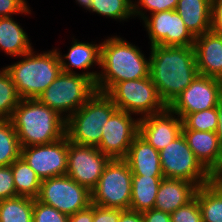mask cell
I'll list each match as a JSON object with an SVG mask.
<instances>
[{
    "label": "cell",
    "instance_id": "6da1fadb",
    "mask_svg": "<svg viewBox=\"0 0 222 222\" xmlns=\"http://www.w3.org/2000/svg\"><path fill=\"white\" fill-rule=\"evenodd\" d=\"M149 76L169 106L196 78L194 46H151Z\"/></svg>",
    "mask_w": 222,
    "mask_h": 222
},
{
    "label": "cell",
    "instance_id": "7a4b0ae2",
    "mask_svg": "<svg viewBox=\"0 0 222 222\" xmlns=\"http://www.w3.org/2000/svg\"><path fill=\"white\" fill-rule=\"evenodd\" d=\"M100 67L95 87L106 94L116 83L149 77L150 60L138 47L115 36L101 43Z\"/></svg>",
    "mask_w": 222,
    "mask_h": 222
},
{
    "label": "cell",
    "instance_id": "3957f363",
    "mask_svg": "<svg viewBox=\"0 0 222 222\" xmlns=\"http://www.w3.org/2000/svg\"><path fill=\"white\" fill-rule=\"evenodd\" d=\"M10 120L21 148L49 144L66 135V119L37 99H21Z\"/></svg>",
    "mask_w": 222,
    "mask_h": 222
},
{
    "label": "cell",
    "instance_id": "277c9868",
    "mask_svg": "<svg viewBox=\"0 0 222 222\" xmlns=\"http://www.w3.org/2000/svg\"><path fill=\"white\" fill-rule=\"evenodd\" d=\"M33 54L31 50L21 56L24 60L5 67L21 99H37L61 73L57 49Z\"/></svg>",
    "mask_w": 222,
    "mask_h": 222
},
{
    "label": "cell",
    "instance_id": "5b68a950",
    "mask_svg": "<svg viewBox=\"0 0 222 222\" xmlns=\"http://www.w3.org/2000/svg\"><path fill=\"white\" fill-rule=\"evenodd\" d=\"M97 72L83 74L62 72L37 98L39 102L55 110L65 119L75 113L96 92Z\"/></svg>",
    "mask_w": 222,
    "mask_h": 222
},
{
    "label": "cell",
    "instance_id": "8992f818",
    "mask_svg": "<svg viewBox=\"0 0 222 222\" xmlns=\"http://www.w3.org/2000/svg\"><path fill=\"white\" fill-rule=\"evenodd\" d=\"M116 110L117 107L105 93L96 91L83 106L66 119V136L73 143L98 147L102 127Z\"/></svg>",
    "mask_w": 222,
    "mask_h": 222
},
{
    "label": "cell",
    "instance_id": "52a82bcc",
    "mask_svg": "<svg viewBox=\"0 0 222 222\" xmlns=\"http://www.w3.org/2000/svg\"><path fill=\"white\" fill-rule=\"evenodd\" d=\"M106 95L118 110L141 114L143 117L161 113L168 108L150 76L116 83Z\"/></svg>",
    "mask_w": 222,
    "mask_h": 222
},
{
    "label": "cell",
    "instance_id": "ba28073f",
    "mask_svg": "<svg viewBox=\"0 0 222 222\" xmlns=\"http://www.w3.org/2000/svg\"><path fill=\"white\" fill-rule=\"evenodd\" d=\"M132 177L124 159H110L91 190V203L106 208L130 209Z\"/></svg>",
    "mask_w": 222,
    "mask_h": 222
},
{
    "label": "cell",
    "instance_id": "9c48e42d",
    "mask_svg": "<svg viewBox=\"0 0 222 222\" xmlns=\"http://www.w3.org/2000/svg\"><path fill=\"white\" fill-rule=\"evenodd\" d=\"M159 154L165 178L184 179L197 187L210 183V173L196 159L183 134L165 146Z\"/></svg>",
    "mask_w": 222,
    "mask_h": 222
},
{
    "label": "cell",
    "instance_id": "30bf717a",
    "mask_svg": "<svg viewBox=\"0 0 222 222\" xmlns=\"http://www.w3.org/2000/svg\"><path fill=\"white\" fill-rule=\"evenodd\" d=\"M36 199L70 216L91 205V191L68 175H62L42 180Z\"/></svg>",
    "mask_w": 222,
    "mask_h": 222
},
{
    "label": "cell",
    "instance_id": "8fae6325",
    "mask_svg": "<svg viewBox=\"0 0 222 222\" xmlns=\"http://www.w3.org/2000/svg\"><path fill=\"white\" fill-rule=\"evenodd\" d=\"M140 15L148 31L151 46H194L195 37L175 10L144 15L139 5L133 4V15Z\"/></svg>",
    "mask_w": 222,
    "mask_h": 222
},
{
    "label": "cell",
    "instance_id": "7c38bea8",
    "mask_svg": "<svg viewBox=\"0 0 222 222\" xmlns=\"http://www.w3.org/2000/svg\"><path fill=\"white\" fill-rule=\"evenodd\" d=\"M221 98V81L198 74L168 108L183 119L187 114L217 107Z\"/></svg>",
    "mask_w": 222,
    "mask_h": 222
},
{
    "label": "cell",
    "instance_id": "4fadbf2b",
    "mask_svg": "<svg viewBox=\"0 0 222 222\" xmlns=\"http://www.w3.org/2000/svg\"><path fill=\"white\" fill-rule=\"evenodd\" d=\"M110 158L97 147L79 145L68 139L66 175L90 191L99 182L100 176Z\"/></svg>",
    "mask_w": 222,
    "mask_h": 222
},
{
    "label": "cell",
    "instance_id": "5bb4252c",
    "mask_svg": "<svg viewBox=\"0 0 222 222\" xmlns=\"http://www.w3.org/2000/svg\"><path fill=\"white\" fill-rule=\"evenodd\" d=\"M41 179L66 175L68 137L43 145L21 148L20 155Z\"/></svg>",
    "mask_w": 222,
    "mask_h": 222
},
{
    "label": "cell",
    "instance_id": "9a60e30c",
    "mask_svg": "<svg viewBox=\"0 0 222 222\" xmlns=\"http://www.w3.org/2000/svg\"><path fill=\"white\" fill-rule=\"evenodd\" d=\"M138 134L139 118L134 120L130 113L117 109L102 127L97 148L110 159H124Z\"/></svg>",
    "mask_w": 222,
    "mask_h": 222
},
{
    "label": "cell",
    "instance_id": "2e32d148",
    "mask_svg": "<svg viewBox=\"0 0 222 222\" xmlns=\"http://www.w3.org/2000/svg\"><path fill=\"white\" fill-rule=\"evenodd\" d=\"M167 108L161 113L139 119V135L154 149L161 151L182 134V119Z\"/></svg>",
    "mask_w": 222,
    "mask_h": 222
},
{
    "label": "cell",
    "instance_id": "e0dca14e",
    "mask_svg": "<svg viewBox=\"0 0 222 222\" xmlns=\"http://www.w3.org/2000/svg\"><path fill=\"white\" fill-rule=\"evenodd\" d=\"M194 50L198 73L222 79V34L210 30L196 36Z\"/></svg>",
    "mask_w": 222,
    "mask_h": 222
},
{
    "label": "cell",
    "instance_id": "ac0fdd59",
    "mask_svg": "<svg viewBox=\"0 0 222 222\" xmlns=\"http://www.w3.org/2000/svg\"><path fill=\"white\" fill-rule=\"evenodd\" d=\"M197 189L194 183L187 180L164 177L158 188L154 209L171 214L191 201Z\"/></svg>",
    "mask_w": 222,
    "mask_h": 222
},
{
    "label": "cell",
    "instance_id": "d6986e66",
    "mask_svg": "<svg viewBox=\"0 0 222 222\" xmlns=\"http://www.w3.org/2000/svg\"><path fill=\"white\" fill-rule=\"evenodd\" d=\"M124 160L133 175L164 177L159 151L154 149L139 134L134 138Z\"/></svg>",
    "mask_w": 222,
    "mask_h": 222
},
{
    "label": "cell",
    "instance_id": "ffe728a7",
    "mask_svg": "<svg viewBox=\"0 0 222 222\" xmlns=\"http://www.w3.org/2000/svg\"><path fill=\"white\" fill-rule=\"evenodd\" d=\"M196 159L211 173L219 164L222 150L216 132L182 130Z\"/></svg>",
    "mask_w": 222,
    "mask_h": 222
},
{
    "label": "cell",
    "instance_id": "44dd1931",
    "mask_svg": "<svg viewBox=\"0 0 222 222\" xmlns=\"http://www.w3.org/2000/svg\"><path fill=\"white\" fill-rule=\"evenodd\" d=\"M175 11L194 37L211 30L212 0H178Z\"/></svg>",
    "mask_w": 222,
    "mask_h": 222
},
{
    "label": "cell",
    "instance_id": "7402d4cb",
    "mask_svg": "<svg viewBox=\"0 0 222 222\" xmlns=\"http://www.w3.org/2000/svg\"><path fill=\"white\" fill-rule=\"evenodd\" d=\"M57 53L59 56L61 71L65 73H75L71 69V66L83 70L90 69L95 63L100 66L101 44H90L75 40L67 55H63L62 57L60 52ZM64 57L69 61L68 64L65 62Z\"/></svg>",
    "mask_w": 222,
    "mask_h": 222
},
{
    "label": "cell",
    "instance_id": "603a6c76",
    "mask_svg": "<svg viewBox=\"0 0 222 222\" xmlns=\"http://www.w3.org/2000/svg\"><path fill=\"white\" fill-rule=\"evenodd\" d=\"M0 48L11 56H23L32 50L27 34L12 17L0 18Z\"/></svg>",
    "mask_w": 222,
    "mask_h": 222
},
{
    "label": "cell",
    "instance_id": "cb8c5ba5",
    "mask_svg": "<svg viewBox=\"0 0 222 222\" xmlns=\"http://www.w3.org/2000/svg\"><path fill=\"white\" fill-rule=\"evenodd\" d=\"M163 178L133 175L130 209L142 213L154 208L158 188Z\"/></svg>",
    "mask_w": 222,
    "mask_h": 222
},
{
    "label": "cell",
    "instance_id": "d4e9b609",
    "mask_svg": "<svg viewBox=\"0 0 222 222\" xmlns=\"http://www.w3.org/2000/svg\"><path fill=\"white\" fill-rule=\"evenodd\" d=\"M11 170L17 195L36 199L42 180L35 171L21 156L11 164Z\"/></svg>",
    "mask_w": 222,
    "mask_h": 222
},
{
    "label": "cell",
    "instance_id": "484cf974",
    "mask_svg": "<svg viewBox=\"0 0 222 222\" xmlns=\"http://www.w3.org/2000/svg\"><path fill=\"white\" fill-rule=\"evenodd\" d=\"M197 201L203 222H222V188L211 182L198 187Z\"/></svg>",
    "mask_w": 222,
    "mask_h": 222
},
{
    "label": "cell",
    "instance_id": "4316f807",
    "mask_svg": "<svg viewBox=\"0 0 222 222\" xmlns=\"http://www.w3.org/2000/svg\"><path fill=\"white\" fill-rule=\"evenodd\" d=\"M34 198L17 196L0 201V222H33Z\"/></svg>",
    "mask_w": 222,
    "mask_h": 222
},
{
    "label": "cell",
    "instance_id": "83f0119b",
    "mask_svg": "<svg viewBox=\"0 0 222 222\" xmlns=\"http://www.w3.org/2000/svg\"><path fill=\"white\" fill-rule=\"evenodd\" d=\"M20 155V143L11 120L0 119V166L11 165Z\"/></svg>",
    "mask_w": 222,
    "mask_h": 222
},
{
    "label": "cell",
    "instance_id": "f1b7e54d",
    "mask_svg": "<svg viewBox=\"0 0 222 222\" xmlns=\"http://www.w3.org/2000/svg\"><path fill=\"white\" fill-rule=\"evenodd\" d=\"M20 100L9 73L5 68L2 69L0 71V119H11Z\"/></svg>",
    "mask_w": 222,
    "mask_h": 222
},
{
    "label": "cell",
    "instance_id": "f546056e",
    "mask_svg": "<svg viewBox=\"0 0 222 222\" xmlns=\"http://www.w3.org/2000/svg\"><path fill=\"white\" fill-rule=\"evenodd\" d=\"M91 11L121 21L133 15V3L131 0H94Z\"/></svg>",
    "mask_w": 222,
    "mask_h": 222
},
{
    "label": "cell",
    "instance_id": "4dcf8cb0",
    "mask_svg": "<svg viewBox=\"0 0 222 222\" xmlns=\"http://www.w3.org/2000/svg\"><path fill=\"white\" fill-rule=\"evenodd\" d=\"M217 107L187 114L182 119V130L216 132L218 127Z\"/></svg>",
    "mask_w": 222,
    "mask_h": 222
},
{
    "label": "cell",
    "instance_id": "1f68e13d",
    "mask_svg": "<svg viewBox=\"0 0 222 222\" xmlns=\"http://www.w3.org/2000/svg\"><path fill=\"white\" fill-rule=\"evenodd\" d=\"M171 222H203L200 207L197 201V191L195 197L170 214Z\"/></svg>",
    "mask_w": 222,
    "mask_h": 222
},
{
    "label": "cell",
    "instance_id": "d6a6232c",
    "mask_svg": "<svg viewBox=\"0 0 222 222\" xmlns=\"http://www.w3.org/2000/svg\"><path fill=\"white\" fill-rule=\"evenodd\" d=\"M69 216L34 199L33 222H68Z\"/></svg>",
    "mask_w": 222,
    "mask_h": 222
},
{
    "label": "cell",
    "instance_id": "836d02e7",
    "mask_svg": "<svg viewBox=\"0 0 222 222\" xmlns=\"http://www.w3.org/2000/svg\"><path fill=\"white\" fill-rule=\"evenodd\" d=\"M17 196L11 165L0 166V201Z\"/></svg>",
    "mask_w": 222,
    "mask_h": 222
},
{
    "label": "cell",
    "instance_id": "e575fe53",
    "mask_svg": "<svg viewBox=\"0 0 222 222\" xmlns=\"http://www.w3.org/2000/svg\"><path fill=\"white\" fill-rule=\"evenodd\" d=\"M20 12L30 13L25 0H0V18Z\"/></svg>",
    "mask_w": 222,
    "mask_h": 222
},
{
    "label": "cell",
    "instance_id": "d590c367",
    "mask_svg": "<svg viewBox=\"0 0 222 222\" xmlns=\"http://www.w3.org/2000/svg\"><path fill=\"white\" fill-rule=\"evenodd\" d=\"M123 210L93 204V222H119Z\"/></svg>",
    "mask_w": 222,
    "mask_h": 222
},
{
    "label": "cell",
    "instance_id": "8d00e7d4",
    "mask_svg": "<svg viewBox=\"0 0 222 222\" xmlns=\"http://www.w3.org/2000/svg\"><path fill=\"white\" fill-rule=\"evenodd\" d=\"M178 0H139L142 8L148 9L151 14L158 13L167 10H175L177 7Z\"/></svg>",
    "mask_w": 222,
    "mask_h": 222
},
{
    "label": "cell",
    "instance_id": "74e56055",
    "mask_svg": "<svg viewBox=\"0 0 222 222\" xmlns=\"http://www.w3.org/2000/svg\"><path fill=\"white\" fill-rule=\"evenodd\" d=\"M211 30L222 34V0H212Z\"/></svg>",
    "mask_w": 222,
    "mask_h": 222
},
{
    "label": "cell",
    "instance_id": "f35d334b",
    "mask_svg": "<svg viewBox=\"0 0 222 222\" xmlns=\"http://www.w3.org/2000/svg\"><path fill=\"white\" fill-rule=\"evenodd\" d=\"M144 217V222H171V217L169 213L152 208L142 212Z\"/></svg>",
    "mask_w": 222,
    "mask_h": 222
},
{
    "label": "cell",
    "instance_id": "ab89813d",
    "mask_svg": "<svg viewBox=\"0 0 222 222\" xmlns=\"http://www.w3.org/2000/svg\"><path fill=\"white\" fill-rule=\"evenodd\" d=\"M68 222H93V204L69 216Z\"/></svg>",
    "mask_w": 222,
    "mask_h": 222
},
{
    "label": "cell",
    "instance_id": "60d3db41",
    "mask_svg": "<svg viewBox=\"0 0 222 222\" xmlns=\"http://www.w3.org/2000/svg\"><path fill=\"white\" fill-rule=\"evenodd\" d=\"M119 222H144V217L141 212L127 209L121 212Z\"/></svg>",
    "mask_w": 222,
    "mask_h": 222
},
{
    "label": "cell",
    "instance_id": "b9f144b4",
    "mask_svg": "<svg viewBox=\"0 0 222 222\" xmlns=\"http://www.w3.org/2000/svg\"><path fill=\"white\" fill-rule=\"evenodd\" d=\"M210 182L219 188H222V155L218 166L210 173Z\"/></svg>",
    "mask_w": 222,
    "mask_h": 222
},
{
    "label": "cell",
    "instance_id": "7bdbcfd3",
    "mask_svg": "<svg viewBox=\"0 0 222 222\" xmlns=\"http://www.w3.org/2000/svg\"><path fill=\"white\" fill-rule=\"evenodd\" d=\"M217 113H218V127L216 130V134L218 136V141L222 150V98L219 100L217 106Z\"/></svg>",
    "mask_w": 222,
    "mask_h": 222
},
{
    "label": "cell",
    "instance_id": "ee69618b",
    "mask_svg": "<svg viewBox=\"0 0 222 222\" xmlns=\"http://www.w3.org/2000/svg\"><path fill=\"white\" fill-rule=\"evenodd\" d=\"M81 6H84L85 9L91 11L94 0H76Z\"/></svg>",
    "mask_w": 222,
    "mask_h": 222
}]
</instances>
